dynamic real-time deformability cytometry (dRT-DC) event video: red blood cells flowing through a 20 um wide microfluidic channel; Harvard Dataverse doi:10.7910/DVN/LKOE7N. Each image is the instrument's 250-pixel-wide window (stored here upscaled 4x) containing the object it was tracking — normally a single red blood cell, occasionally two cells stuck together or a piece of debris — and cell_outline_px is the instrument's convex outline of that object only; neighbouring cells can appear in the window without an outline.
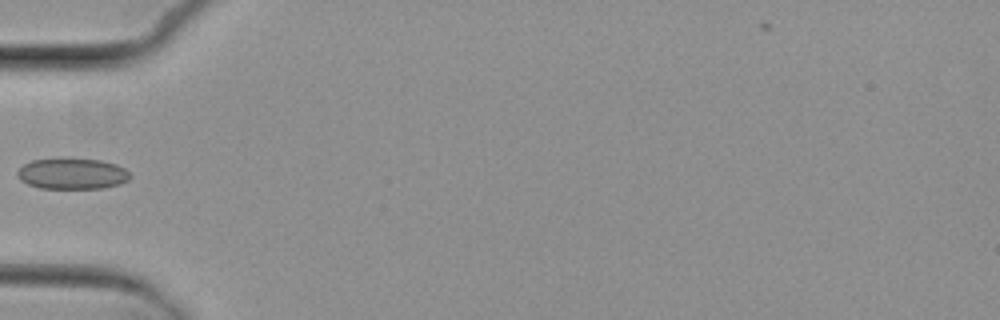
{"species": "common noctule bat (a hibernating species)", "species_latin": "Nyctalus noctula", "temperature_condition": "cold", "stored_images_in_passage": 5, "camera_frame_rate_fps": 3000, "um_per_image_px": 0.085, "animal": {"sex": "female", "body_mass_g": 29.2, "forearm_length_mm": 56.3}, "frame": {"image": 1, "passage_image": 5, "time_ms": 4.667, "image_size_px": [1000, 320], "cell_outline_px": [[132, 176], [128, 180], [120, 184], [100, 188], [40, 188], [28, 184], [20, 180], [16, 172], [24, 164], [32, 160], [64, 156], [100, 160], [116, 164], [124, 168]], "centroid_in_image_um": [6.12, 14.73], "position_along_channel_um": 78.9, "area_um2": 20.81}}